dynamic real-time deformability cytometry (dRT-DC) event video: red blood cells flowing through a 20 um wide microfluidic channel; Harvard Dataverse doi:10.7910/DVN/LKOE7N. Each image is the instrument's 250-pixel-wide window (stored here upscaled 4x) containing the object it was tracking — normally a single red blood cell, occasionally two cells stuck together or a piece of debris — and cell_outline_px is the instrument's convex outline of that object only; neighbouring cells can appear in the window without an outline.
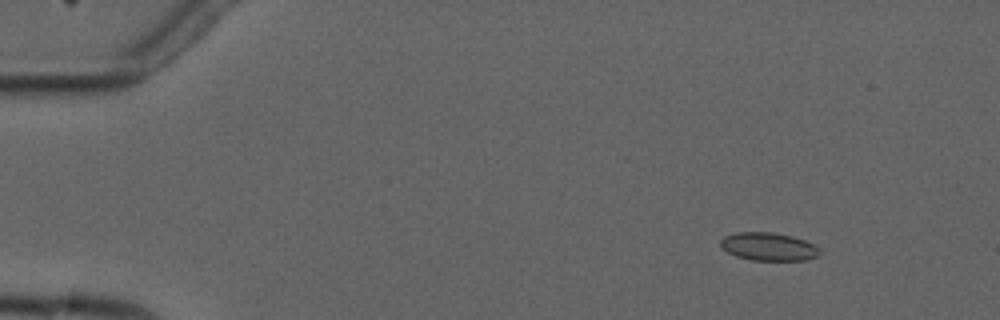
{"species": "common noctule bat (a hibernating species)", "species_latin": "Nyctalus noctula", "temperature_condition": "cold", "stored_images_in_passage": 6, "camera_frame_rate_fps": 3000, "um_per_image_px": 0.085, "animal": {"sex": "male", "forearm_length_mm": 52.5}, "frame": {"image": 1, "passage_image": 2, "time_ms": 1.0, "image_size_px": [1000, 320], "cell_outline_px": [[820, 256], [808, 260], [752, 260], [736, 256], [720, 248], [720, 240], [724, 236], [736, 232], [772, 232], [792, 236], [804, 240], [820, 248]], "centroid_in_image_um": [65.32, 20.96], "position_along_channel_um": 19.7, "area_um2": 16.36}}
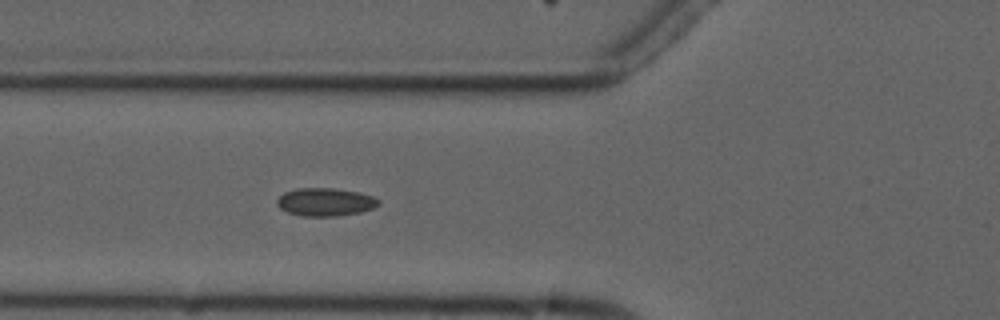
{"frame": {"image": 2, "passage_image": 6, "time_ms": 5.667, "image_size_px": [1000, 320], "cell_outline_px": [[380, 204], [372, 208], [360, 212], [336, 216], [304, 216], [288, 212], [280, 208], [276, 204], [276, 200], [284, 192], [296, 188], [332, 188], [360, 192], [372, 196], [380, 200]], "centroid_in_image_um": [27.64, 17.16], "position_along_channel_um": 98.2, "area_um2": 16.59}}